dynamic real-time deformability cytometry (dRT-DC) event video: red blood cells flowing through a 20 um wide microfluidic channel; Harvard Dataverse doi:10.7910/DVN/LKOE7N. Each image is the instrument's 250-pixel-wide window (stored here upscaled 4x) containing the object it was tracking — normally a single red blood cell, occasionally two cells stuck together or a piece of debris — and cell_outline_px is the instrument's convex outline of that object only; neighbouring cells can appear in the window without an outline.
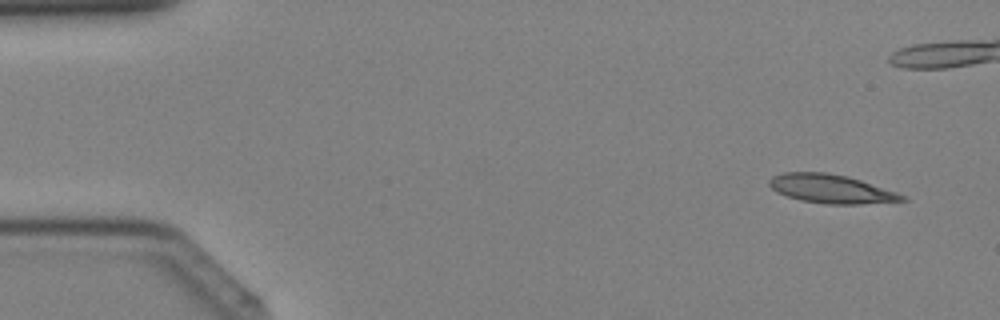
{"species": "Egyptian fruit bat (a non-hibernating species)", "species_latin": "Rousettus aegyptiacus", "temperature_condition": "cold", "stored_images_in_passage": 41, "camera_frame_rate_fps": 3000, "um_per_image_px": 0.085, "animal": {"sex": "female"}, "frame": {"image": 1, "passage_image": 3, "time_ms": 0.667, "image_size_px": [1000, 320], "cell_outline_px": [[908, 200], [860, 204], [828, 204], [800, 200], [776, 192], [768, 184], [768, 180], [772, 176], [784, 172], [828, 172], [848, 176], [908, 196]], "centroid_in_image_um": [70.63, 16.04], "position_along_channel_um": 14.4, "area_um2": 22.25}}
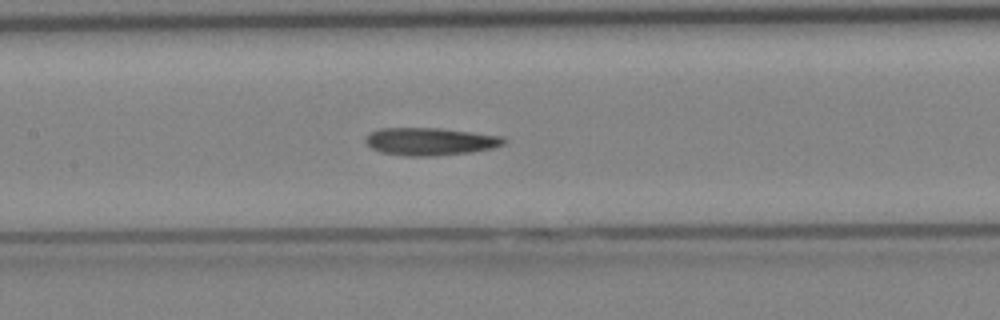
{"frame": {"image": 2, "passage_image": 19, "time_ms": 6.0, "image_size_px": [1000, 320], "cell_outline_px": [[508, 140], [504, 144], [492, 148], [468, 152], [432, 156], [408, 156], [380, 152], [372, 148], [364, 140], [372, 132], [380, 128], [440, 128], [504, 136]], "centroid_in_image_um": [36.6, 12.02], "position_along_channel_um": 170.8, "area_um2": 22.14}}
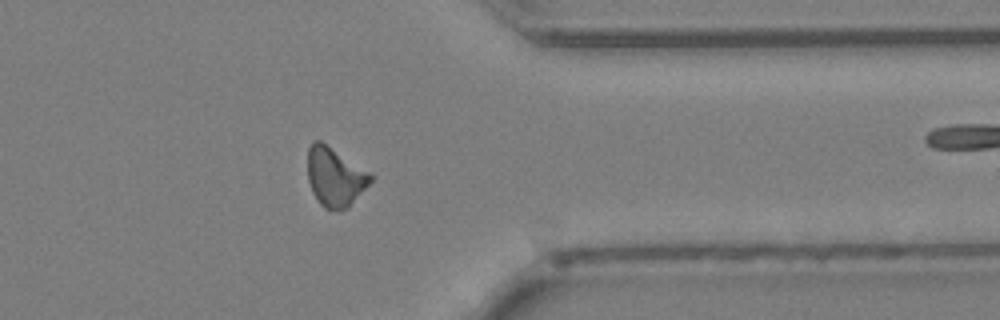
{"frame": {"image": 3, "passage_image": 32, "time_ms": 10.333, "image_size_px": [1000, 320], "cell_outline_px": [[372, 180], [348, 208], [340, 212], [324, 208], [320, 204], [312, 192], [308, 180], [308, 148], [312, 140], [320, 140], [372, 172]], "centroid_in_image_um": [28.48, 15.04], "position_along_channel_um": 382.9, "area_um2": 21.96}}